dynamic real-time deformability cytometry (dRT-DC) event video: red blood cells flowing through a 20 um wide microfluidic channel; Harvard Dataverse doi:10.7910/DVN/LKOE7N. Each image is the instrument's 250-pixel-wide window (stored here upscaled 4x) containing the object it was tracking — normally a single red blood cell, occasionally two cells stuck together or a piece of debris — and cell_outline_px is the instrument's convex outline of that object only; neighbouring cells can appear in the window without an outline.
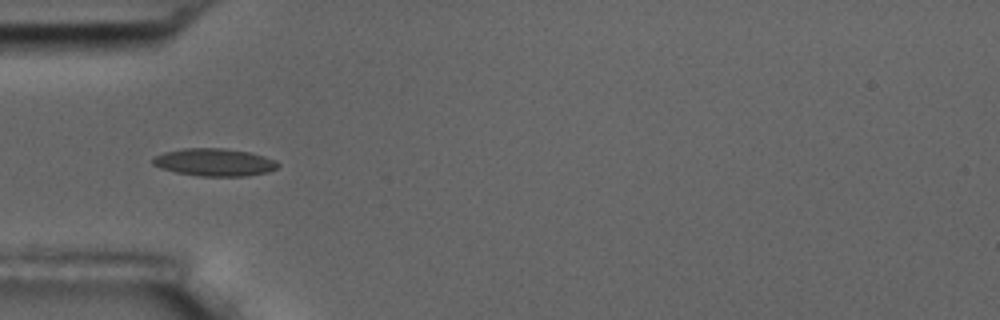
{"species": "common noctule bat (a hibernating species)", "species_latin": "Nyctalus noctula", "temperature_condition": "room temperature", "stored_images_in_passage": 7, "camera_frame_rate_fps": 3000, "um_per_image_px": 0.085, "animal": {"sex": "male", "body_mass_g": 17.5, "forearm_length_mm": 52.3}, "frame": {"image": 1, "passage_image": 1, "time_ms": 0.0, "image_size_px": [1000, 320], "cell_outline_px": [[280, 164], [276, 168], [268, 172], [248, 176], [196, 176], [176, 172], [160, 168], [152, 164], [152, 156], [164, 152], [184, 148], [224, 148], [248, 152], [264, 156], [276, 160]], "centroid_in_image_um": [18.2, 13.79], "position_along_channel_um": 66.8, "area_um2": 20.29}}
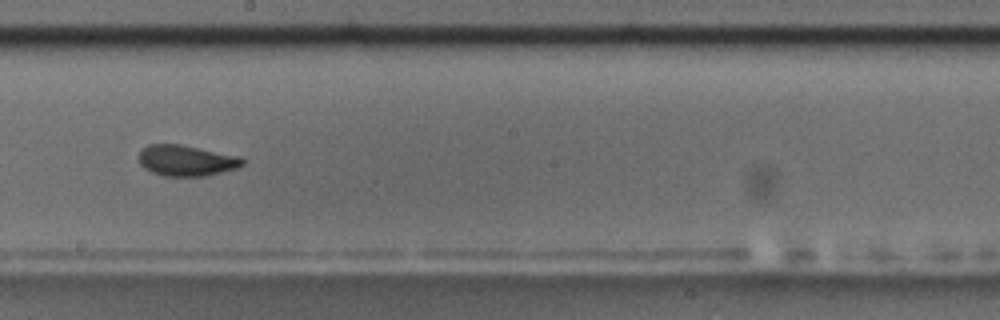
{"frame": {"image": 2, "passage_image": 5, "time_ms": 4.667, "image_size_px": [1000, 320], "cell_outline_px": [[244, 164], [236, 168], [204, 176], [164, 176], [152, 172], [144, 168], [140, 164], [140, 152], [148, 144], [180, 144], [240, 156], [244, 160]], "centroid_in_image_um": [15.84, 13.64], "position_along_channel_um": 232.4, "area_um2": 18.5}}
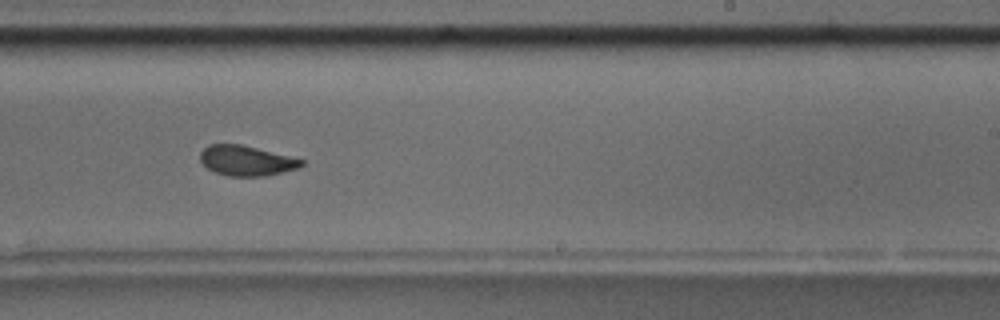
{"frame": {"image": 3, "passage_image": 6, "time_ms": 5.667, "image_size_px": [1000, 320], "cell_outline_px": [[304, 164], [300, 168], [264, 176], [228, 176], [216, 172], [208, 168], [200, 160], [200, 152], [208, 144], [240, 144], [304, 160]], "centroid_in_image_um": [20.93, 13.66], "position_along_channel_um": 268.1, "area_um2": 17.57}}